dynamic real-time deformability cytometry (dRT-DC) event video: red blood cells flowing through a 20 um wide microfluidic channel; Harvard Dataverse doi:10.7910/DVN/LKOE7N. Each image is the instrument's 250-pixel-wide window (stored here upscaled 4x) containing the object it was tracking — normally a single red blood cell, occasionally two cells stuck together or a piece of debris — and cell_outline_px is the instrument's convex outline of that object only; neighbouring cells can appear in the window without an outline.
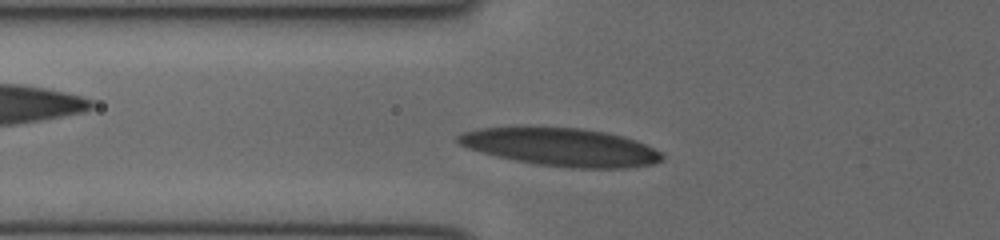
{"species": "human", "species_latin": "Homo sapiens", "temperature_condition": "cold", "stored_images_in_passage": 29, "camera_frame_rate_fps": 3000, "um_per_image_px": 0.085, "donor": {"sex": "female"}, "frame": {"image": 1, "passage_image": 4, "time_ms": 1.0, "image_size_px": [1000, 240], "cell_outline_px": [[664, 160], [652, 164], [628, 168], [572, 168], [536, 164], [496, 156], [480, 152], [468, 148], [460, 144], [456, 140], [456, 136], [460, 132], [480, 128], [524, 124], [580, 128], [604, 132], [624, 136], [636, 140], [660, 152], [664, 156]], "centroid_in_image_um": [47.61, 12.46], "position_along_channel_um": 78.2, "area_um2": 46.24}}
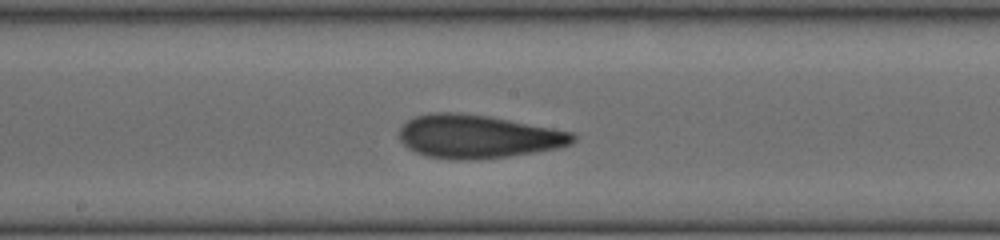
{"frame": {"image": 2, "passage_image": 13, "time_ms": 4.0, "image_size_px": [1000, 240], "cell_outline_px": [[576, 140], [572, 144], [556, 148], [508, 156], [464, 160], [456, 160], [428, 156], [416, 152], [408, 148], [400, 140], [400, 128], [408, 120], [416, 116], [432, 112], [452, 112], [488, 116], [552, 128], [572, 132], [576, 136]], "centroid_in_image_um": [40.61, 11.6], "position_along_channel_um": 207.6, "area_um2": 43.41}}
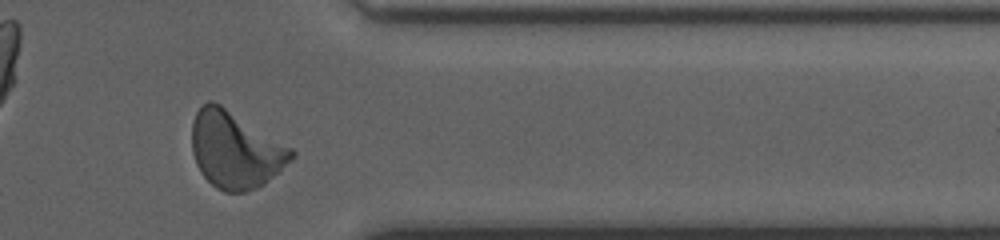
{"frame": {"image": 3, "passage_image": 26, "time_ms": 8.333, "image_size_px": [1000, 240], "cell_outline_px": [[296, 156], [280, 172], [264, 184], [248, 192], [224, 192], [216, 188], [200, 172], [196, 164], [192, 152], [192, 120], [196, 112], [208, 100], [212, 100], [220, 104], [292, 148], [296, 152]], "centroid_in_image_um": [20.01, 12.76], "position_along_channel_um": 391.4, "area_um2": 44.56}}